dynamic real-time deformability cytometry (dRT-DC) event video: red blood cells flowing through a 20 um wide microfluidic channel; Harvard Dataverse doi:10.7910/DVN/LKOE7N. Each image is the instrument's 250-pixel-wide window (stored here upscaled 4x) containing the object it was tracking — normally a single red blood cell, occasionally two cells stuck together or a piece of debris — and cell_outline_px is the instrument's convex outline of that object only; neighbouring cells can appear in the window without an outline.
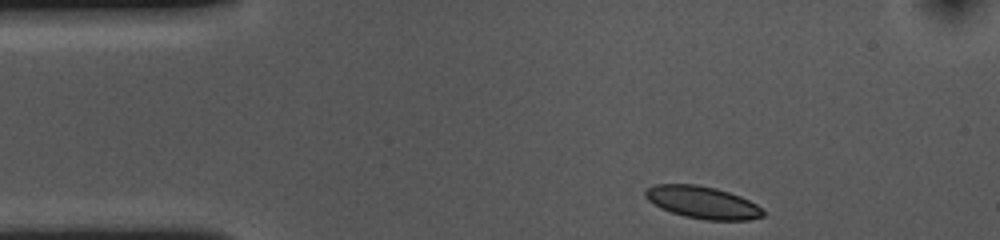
{"species": "common noctule bat (a hibernating species)", "species_latin": "Nyctalus noctula", "temperature_condition": "cold", "stored_images_in_passage": 37, "camera_frame_rate_fps": 3000, "um_per_image_px": 0.085, "animal": {"sex": "female", "body_mass_g": 10.0, "forearm_length_mm": 53.1}, "frame": {"image": 1, "passage_image": 1, "time_ms": 0.0, "image_size_px": [1000, 240], "cell_outline_px": [[764, 216], [748, 220], [704, 220], [684, 216], [660, 208], [648, 200], [644, 196], [644, 192], [648, 188], [656, 184], [696, 184], [716, 188], [740, 196], [756, 204], [764, 212]], "centroid_in_image_um": [59.7, 17.2], "position_along_channel_um": 25.3, "area_um2": 22.08}}
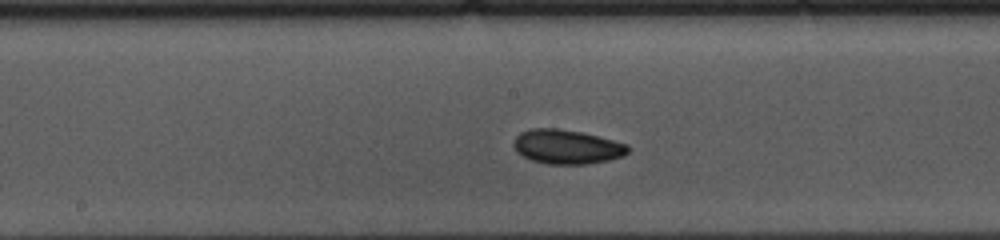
{"frame": {"image": 2, "passage_image": 20, "time_ms": 6.333, "image_size_px": [1000, 240], "cell_outline_px": [[628, 152], [624, 156], [608, 160], [588, 164], [548, 164], [532, 160], [516, 152], [512, 144], [516, 136], [520, 132], [532, 128], [560, 128], [580, 132], [628, 144]], "centroid_in_image_um": [48.15, 12.47], "position_along_channel_um": 200.0, "area_um2": 22.83}}
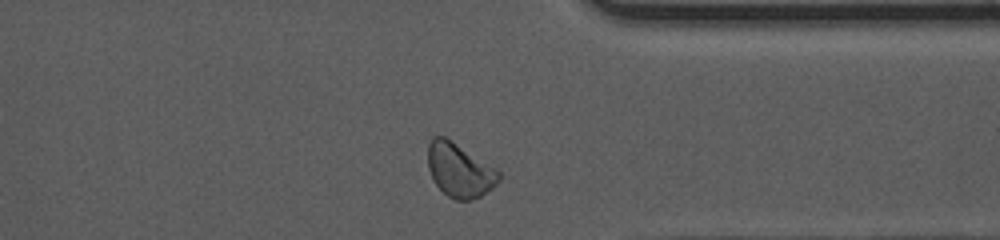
{"frame": {"image": 3, "passage_image": 35, "time_ms": 11.333, "image_size_px": [1000, 240], "cell_outline_px": [[500, 180], [492, 188], [480, 196], [472, 200], [456, 200], [448, 196], [432, 180], [428, 168], [428, 144], [432, 136], [444, 136], [496, 168], [500, 172]], "centroid_in_image_um": [39.05, 14.47], "position_along_channel_um": 372.4, "area_um2": 22.2}, "authors_computed_cell_mechanics": {"area_um2": 22.253, "velocity_mm_per_s": 3.5659, "shape_relaxation_time_tau1_ms": 1.8808, "shape_relaxation_time_tau2_ms": null, "deformation_change_tau1": 0.0744, "deformation_change_tau2": null}}